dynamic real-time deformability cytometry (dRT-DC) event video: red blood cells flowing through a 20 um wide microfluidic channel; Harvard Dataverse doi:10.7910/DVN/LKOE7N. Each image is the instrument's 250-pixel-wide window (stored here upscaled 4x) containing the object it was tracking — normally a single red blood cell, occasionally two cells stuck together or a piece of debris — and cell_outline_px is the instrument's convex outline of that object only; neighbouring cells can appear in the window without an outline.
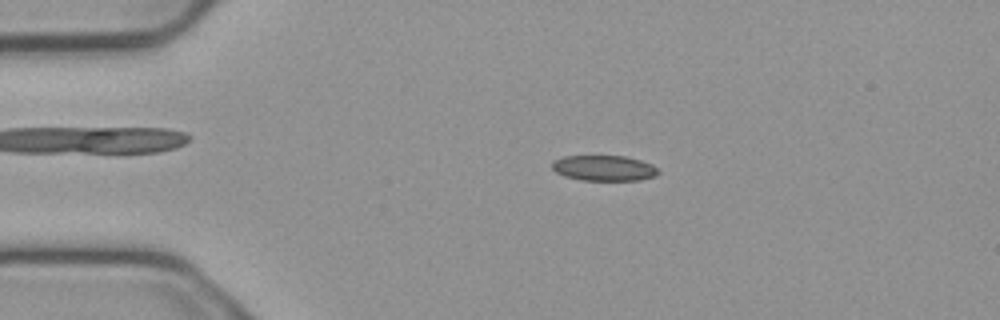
{"species": "common noctule bat (a hibernating species)", "species_latin": "Nyctalus noctula", "temperature_condition": "cold", "stored_images_in_passage": 52, "camera_frame_rate_fps": 3000, "um_per_image_px": 0.085, "animal": {"sex": "male", "body_mass_g": 23.1, "forearm_length_mm": 52.7}, "frame": {"image": 1, "passage_image": 9, "time_ms": 2.667, "image_size_px": [1000, 320], "cell_outline_px": [[660, 172], [656, 176], [640, 180], [580, 180], [564, 176], [556, 172], [552, 168], [552, 160], [564, 156], [628, 156], [652, 164]], "centroid_in_image_um": [51.34, 14.28], "position_along_channel_um": 33.7, "area_um2": 15.9}}
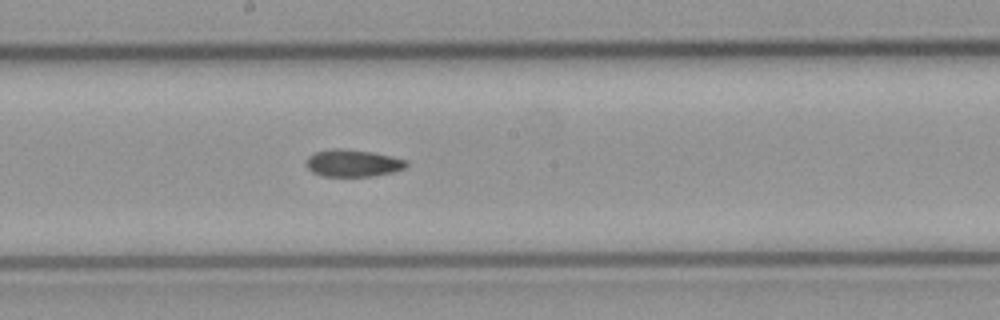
{"frame": {"image": 2, "passage_image": 27, "time_ms": 8.667, "image_size_px": [1000, 320], "cell_outline_px": [[408, 164], [404, 168], [392, 172], [372, 176], [324, 176], [312, 172], [304, 164], [308, 156], [316, 152], [332, 148], [340, 148], [372, 152], [392, 156], [408, 160]], "centroid_in_image_um": [29.98, 13.86], "position_along_channel_um": 218.2, "area_um2": 15.9}}
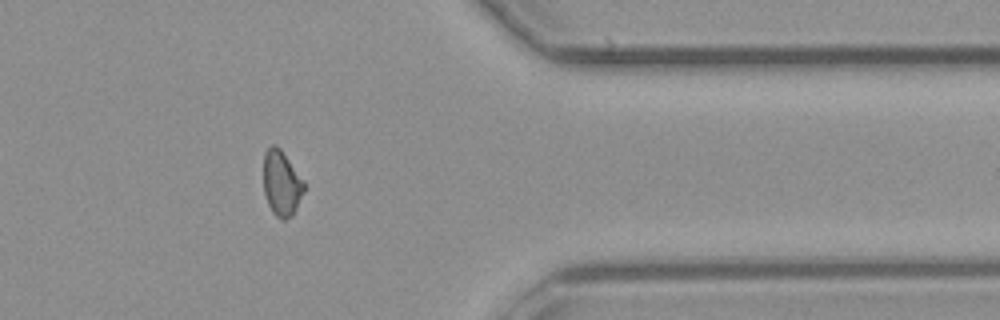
{"frame": {"image": 3, "passage_image": 42, "time_ms": 13.667, "image_size_px": [1000, 320], "cell_outline_px": [[304, 192], [292, 216], [284, 220], [280, 220], [272, 212], [268, 204], [264, 192], [264, 152], [272, 144], [276, 144], [280, 148], [304, 180]], "centroid_in_image_um": [23.93, 15.58], "position_along_channel_um": 387.5, "area_um2": 15.49}}